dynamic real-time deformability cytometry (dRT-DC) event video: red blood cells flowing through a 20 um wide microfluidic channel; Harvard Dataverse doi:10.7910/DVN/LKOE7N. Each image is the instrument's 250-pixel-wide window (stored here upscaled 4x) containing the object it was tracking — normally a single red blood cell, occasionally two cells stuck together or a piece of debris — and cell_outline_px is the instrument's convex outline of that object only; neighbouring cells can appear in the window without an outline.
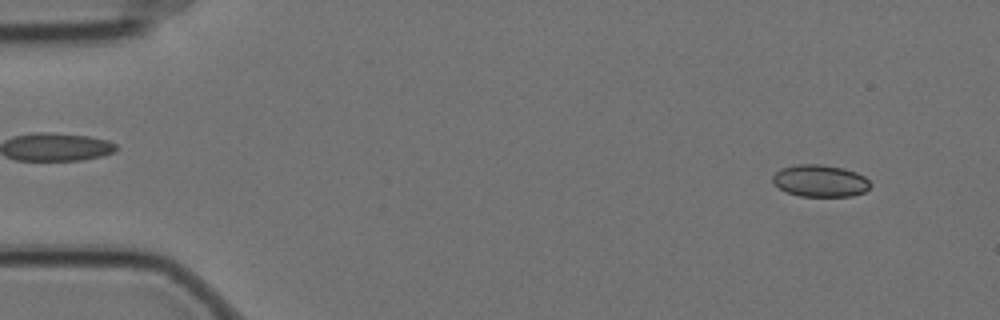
{"species": "Egyptian fruit bat (a non-hibernating species)", "species_latin": "Rousettus aegyptiacus", "temperature_condition": "cold", "stored_images_in_passage": 4, "camera_frame_rate_fps": 3000, "um_per_image_px": 0.085, "animal": {"sex": "female"}, "frame": {"image": 1, "passage_image": 4, "time_ms": 1.0, "image_size_px": [1000, 320], "cell_outline_px": [[872, 184], [864, 192], [852, 196], [800, 196], [788, 192], [780, 188], [772, 180], [772, 176], [780, 168], [796, 164], [820, 164], [844, 168], [856, 172], [864, 176]], "centroid_in_image_um": [69.72, 15.36], "position_along_channel_um": 15.3, "area_um2": 18.21}}